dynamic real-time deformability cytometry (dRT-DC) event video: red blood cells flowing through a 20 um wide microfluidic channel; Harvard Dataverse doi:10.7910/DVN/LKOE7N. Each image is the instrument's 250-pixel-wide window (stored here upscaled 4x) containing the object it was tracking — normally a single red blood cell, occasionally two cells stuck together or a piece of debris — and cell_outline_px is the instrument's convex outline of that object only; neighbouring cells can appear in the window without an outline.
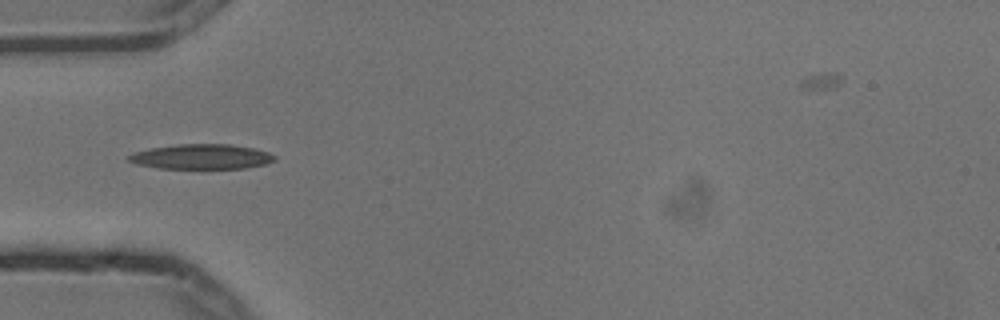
{"species": "common noctule bat (a hibernating species)", "species_latin": "Nyctalus noctula", "temperature_condition": "cold", "stored_images_in_passage": 7, "camera_frame_rate_fps": 3000, "um_per_image_px": 0.085, "animal": {"sex": "male", "body_mass_g": 13.3}, "frame": {"image": 1, "passage_image": 5, "time_ms": 1.333, "image_size_px": [1000, 320], "cell_outline_px": [[276, 160], [264, 164], [244, 168], [156, 168], [136, 164], [128, 160], [124, 156], [136, 152], [152, 148], [180, 144], [232, 144], [252, 148], [268, 152], [276, 156]], "centroid_in_image_um": [17.11, 13.32], "position_along_channel_um": 67.9, "area_um2": 21.1}}
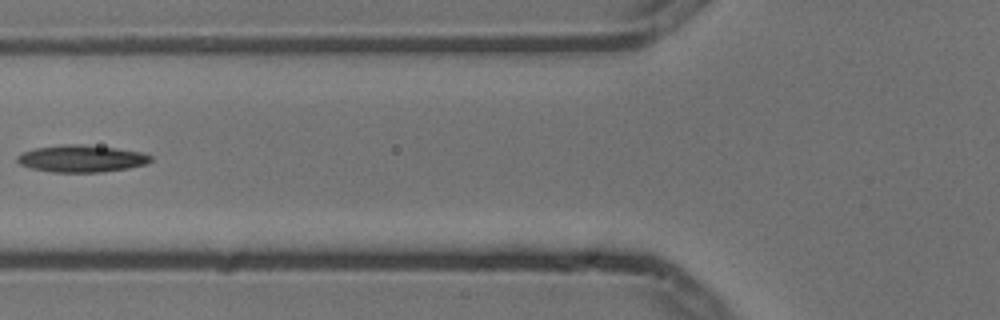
{"frame": {"image": 2, "passage_image": 6, "time_ms": 1.667, "image_size_px": [1000, 320], "cell_outline_px": [[152, 160], [148, 164], [128, 168], [100, 172], [52, 172], [32, 168], [20, 164], [16, 160], [16, 156], [24, 152], [36, 148], [64, 144], [80, 144], [116, 148], [144, 152], [152, 156]], "centroid_in_image_um": [6.97, 13.48], "position_along_channel_um": 118.8, "area_um2": 21.04}}
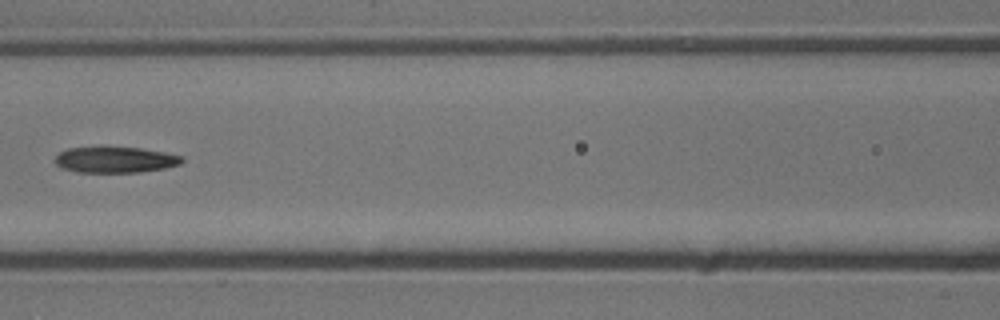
{"frame": {"image": 3, "passage_image": 7, "time_ms": 2.0, "image_size_px": [1000, 320], "cell_outline_px": [[184, 160], [180, 164], [164, 168], [140, 172], [76, 172], [60, 168], [52, 160], [60, 152], [68, 148], [104, 144], [140, 148], [164, 152], [184, 156]], "centroid_in_image_um": [9.73, 13.53], "position_along_channel_um": 156.9, "area_um2": 20.11}}